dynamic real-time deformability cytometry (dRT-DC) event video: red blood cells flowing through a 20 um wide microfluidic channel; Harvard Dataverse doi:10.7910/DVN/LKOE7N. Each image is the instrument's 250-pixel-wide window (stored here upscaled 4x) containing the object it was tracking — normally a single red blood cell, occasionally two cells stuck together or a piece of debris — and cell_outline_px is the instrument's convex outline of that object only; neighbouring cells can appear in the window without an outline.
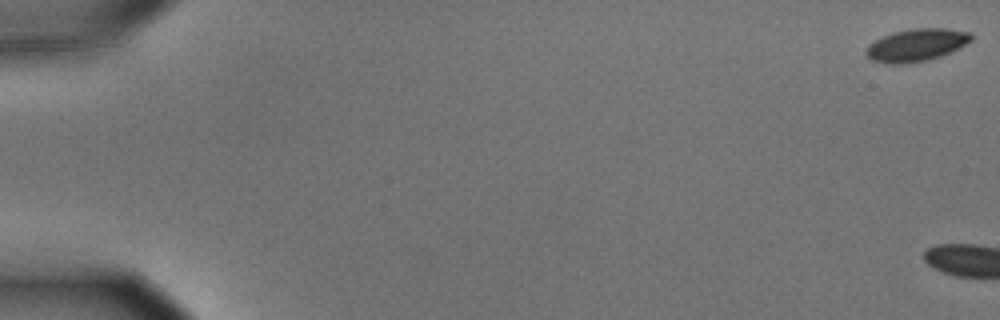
{"species": "common noctule bat (a hibernating species)", "species_latin": "Nyctalus noctula", "temperature_condition": "cold", "stored_images_in_passage": 4, "camera_frame_rate_fps": 3000, "um_per_image_px": 0.085, "animal": {"sex": "male", "body_mass_g": 15.6}, "frame": {"image": 1, "passage_image": 1, "time_ms": 0.0, "image_size_px": [1000, 320], "cell_outline_px": [[972, 40], [940, 56], [928, 60], [904, 64], [884, 64], [872, 60], [864, 52], [868, 44], [892, 32], [916, 28], [944, 28], [972, 32]], "centroid_in_image_um": [77.86, 3.83], "position_along_channel_um": 7.1, "area_um2": 19.83}}